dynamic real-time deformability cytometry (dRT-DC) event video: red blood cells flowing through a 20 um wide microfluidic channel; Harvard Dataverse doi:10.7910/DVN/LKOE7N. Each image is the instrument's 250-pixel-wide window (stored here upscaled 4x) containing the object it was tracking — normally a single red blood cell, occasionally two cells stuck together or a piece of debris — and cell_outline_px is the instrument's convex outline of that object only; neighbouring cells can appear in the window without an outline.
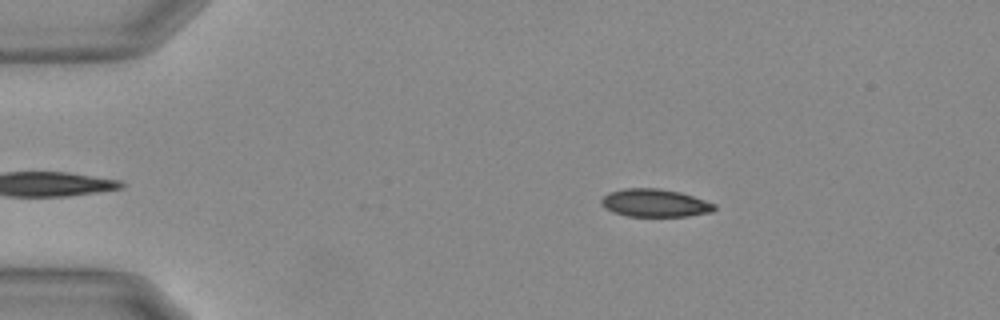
{"species": "Egyptian fruit bat (a non-hibernating species)", "species_latin": "Rousettus aegyptiacus", "temperature_condition": "warm", "stored_images_in_passage": 48, "camera_frame_rate_fps": 3000, "um_per_image_px": 0.085, "animal": {"sex": "female"}, "frame": {"image": 1, "passage_image": 3, "time_ms": 0.667, "image_size_px": [1000, 320], "cell_outline_px": [[716, 208], [712, 212], [688, 216], [628, 216], [612, 212], [604, 208], [600, 204], [600, 200], [608, 192], [624, 188], [660, 188], [680, 192], [716, 204]], "centroid_in_image_um": [55.63, 17.25], "position_along_channel_um": 29.4, "area_um2": 18.5}}
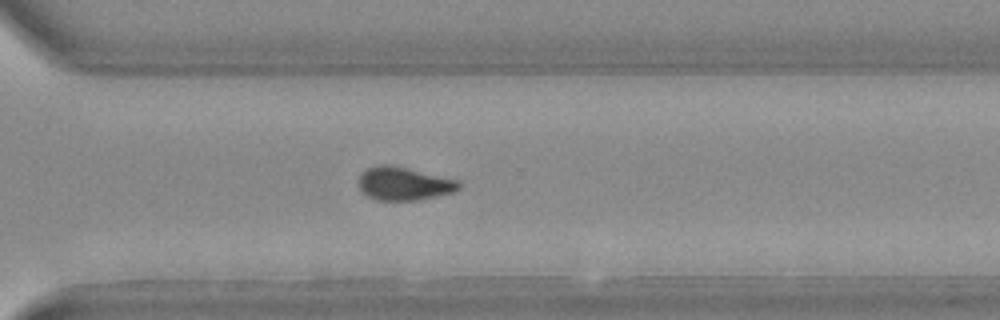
{"frame": {"image": 2, "passage_image": 33, "time_ms": 10.667, "image_size_px": [1000, 320], "cell_outline_px": [[460, 188], [456, 192], [416, 200], [376, 200], [368, 196], [360, 188], [360, 176], [368, 168], [380, 164], [388, 164], [460, 180]], "centroid_in_image_um": [34.38, 15.61], "position_along_channel_um": 336.2, "area_um2": 19.19}}
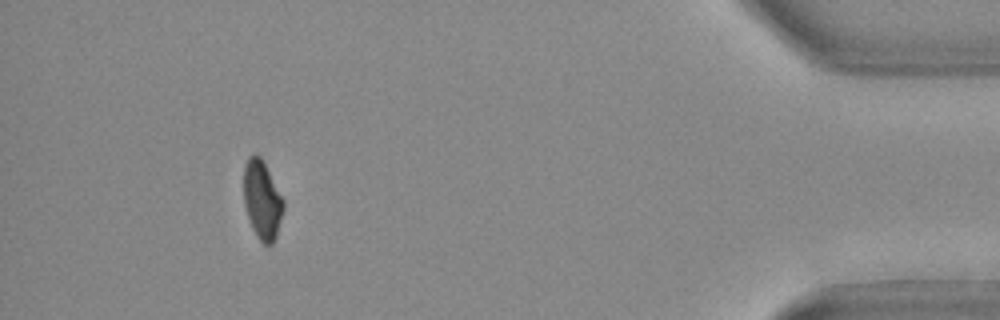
{"frame": {"image": 3, "passage_image": 44, "time_ms": 14.333, "image_size_px": [1000, 320], "cell_outline_px": [[284, 208], [276, 236], [272, 244], [264, 244], [256, 236], [252, 228], [244, 204], [244, 164], [248, 156], [260, 156], [284, 200]], "centroid_in_image_um": [22.28, 17.01], "position_along_channel_um": 412.9, "area_um2": 17.92}, "authors_computed_cell_mechanics": {"area_um2": 19.1607, "velocity_mm_per_s": 3.7132, "shape_relaxation_time_tau1_ms": 6.225, "shape_relaxation_time_tau2_ms": 2.3185, "deformation_change_tau1": 0.1489, "deformation_change_tau2": 0.0548}}